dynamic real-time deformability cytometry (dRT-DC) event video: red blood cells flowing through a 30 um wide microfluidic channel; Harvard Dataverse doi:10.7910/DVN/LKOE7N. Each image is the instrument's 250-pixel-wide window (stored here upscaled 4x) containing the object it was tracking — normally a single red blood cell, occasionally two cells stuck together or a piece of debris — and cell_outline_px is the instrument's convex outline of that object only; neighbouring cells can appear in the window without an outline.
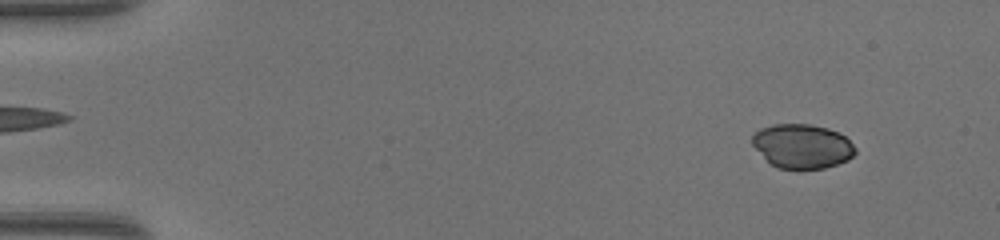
{"species": "common noctule bat (a hibernating species)", "species_latin": "Nyctalus noctula", "temperature_condition": "warm", "stored_images_in_passage": 49, "camera_frame_rate_fps": 3000, "um_per_image_px": 0.085, "animal": {"sex": "female", "body_mass_g": 17.0, "forearm_length_mm": 48.0}, "frame": {"image": 1, "passage_image": 5, "time_ms": 1.333, "image_size_px": [1000, 240], "cell_outline_px": [[856, 152], [848, 160], [824, 168], [776, 168], [752, 144], [752, 136], [760, 128], [772, 124], [812, 124], [828, 128], [844, 136], [856, 148]], "centroid_in_image_um": [68.19, 12.41], "position_along_channel_um": 16.8, "area_um2": 26.24}}
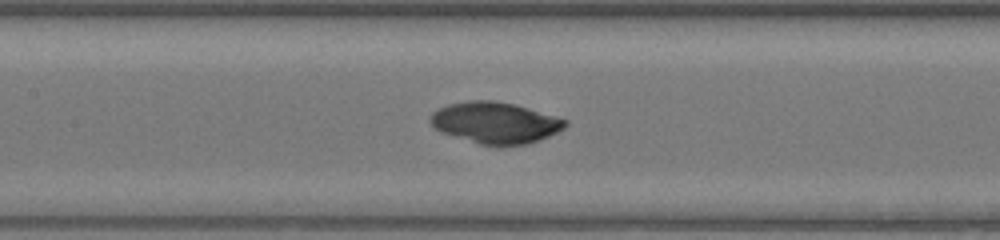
{"frame": {"image": 2, "passage_image": 24, "time_ms": 7.667, "image_size_px": [1000, 240], "cell_outline_px": [[568, 124], [564, 128], [540, 140], [528, 144], [480, 144], [440, 132], [428, 120], [432, 112], [448, 104], [468, 100], [496, 100], [516, 104], [568, 120]], "centroid_in_image_um": [42.09, 10.4], "position_along_channel_um": 165.3, "area_um2": 32.31}}
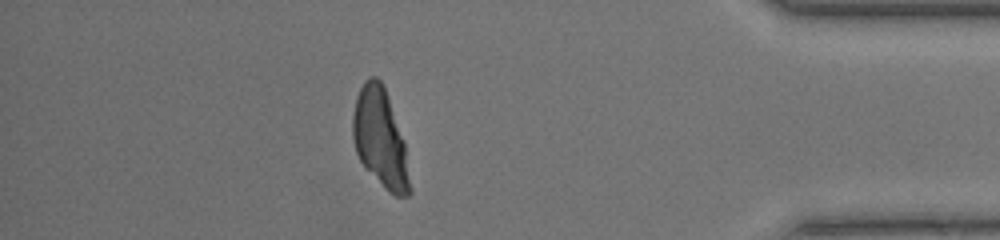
{"frame": {"image": 3, "passage_image": 43, "time_ms": 14.0, "image_size_px": [1000, 240], "cell_outline_px": [[412, 192], [408, 196], [396, 196], [388, 192], [384, 188], [360, 160], [356, 152], [352, 136], [352, 116], [356, 96], [364, 80], [368, 76], [376, 76], [380, 80], [384, 88], [404, 140], [412, 188]], "centroid_in_image_um": [32.32, 11.77], "position_along_channel_um": 402.9, "area_um2": 32.71}}